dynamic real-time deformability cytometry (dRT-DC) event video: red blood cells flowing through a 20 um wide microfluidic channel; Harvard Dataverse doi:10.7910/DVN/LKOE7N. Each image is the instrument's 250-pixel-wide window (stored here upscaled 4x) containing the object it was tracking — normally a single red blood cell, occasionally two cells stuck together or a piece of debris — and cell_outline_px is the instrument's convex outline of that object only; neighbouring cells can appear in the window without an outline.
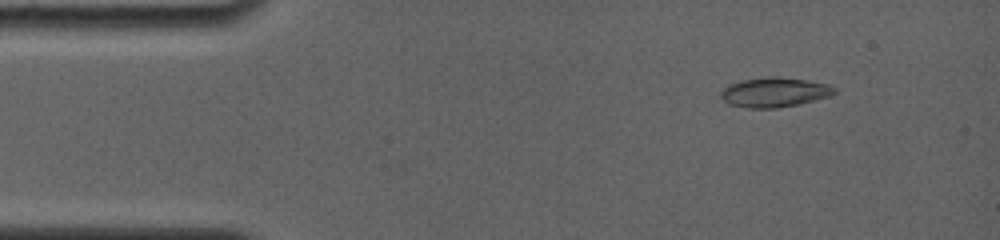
{"species": "common noctule bat (a hibernating species)", "species_latin": "Nyctalus noctula", "temperature_condition": "room temperature", "stored_images_in_passage": 23, "camera_frame_rate_fps": 4000, "um_per_image_px": 0.085, "animal": {"sex": "female", "body_mass_g": 19.0, "forearm_length_mm": 56.7}, "frame": {"image": 1, "passage_image": 1, "time_ms": 0.0, "image_size_px": [1000, 240], "cell_outline_px": [[836, 92], [828, 96], [796, 104], [776, 108], [748, 108], [728, 104], [720, 96], [720, 92], [728, 84], [740, 80], [768, 76], [772, 76], [808, 80], [828, 84], [836, 88]], "centroid_in_image_um": [65.78, 7.83], "position_along_channel_um": 19.2, "area_um2": 19.54}}
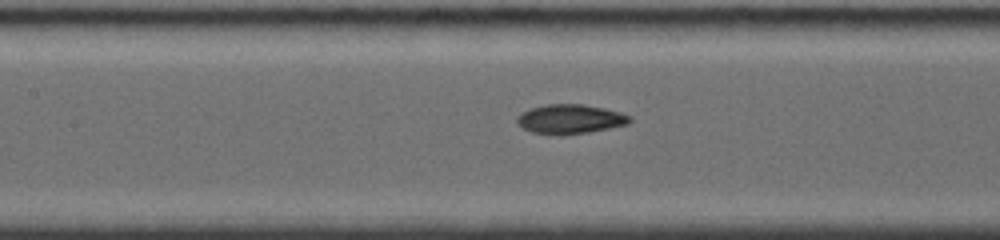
{"frame": {"image": 2, "passage_image": 14, "time_ms": 5.5, "image_size_px": [1000, 240], "cell_outline_px": [[632, 120], [628, 124], [588, 132], [532, 132], [524, 128], [516, 120], [524, 112], [532, 108], [548, 104], [584, 104], [604, 108], [628, 116]], "centroid_in_image_um": [48.51, 10.08], "position_along_channel_um": 158.9, "area_um2": 18.09}}
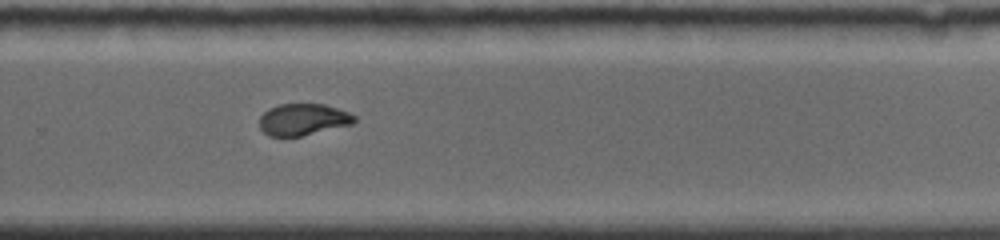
{"frame": {"image": 3, "passage_image": 23, "time_ms": 9.25, "image_size_px": [1000, 240], "cell_outline_px": [[356, 120], [352, 124], [300, 136], [268, 136], [260, 128], [260, 116], [268, 108], [280, 104], [324, 104], [348, 112], [356, 116]], "centroid_in_image_um": [25.74, 10.15], "position_along_channel_um": 304.1, "area_um2": 17.4}}